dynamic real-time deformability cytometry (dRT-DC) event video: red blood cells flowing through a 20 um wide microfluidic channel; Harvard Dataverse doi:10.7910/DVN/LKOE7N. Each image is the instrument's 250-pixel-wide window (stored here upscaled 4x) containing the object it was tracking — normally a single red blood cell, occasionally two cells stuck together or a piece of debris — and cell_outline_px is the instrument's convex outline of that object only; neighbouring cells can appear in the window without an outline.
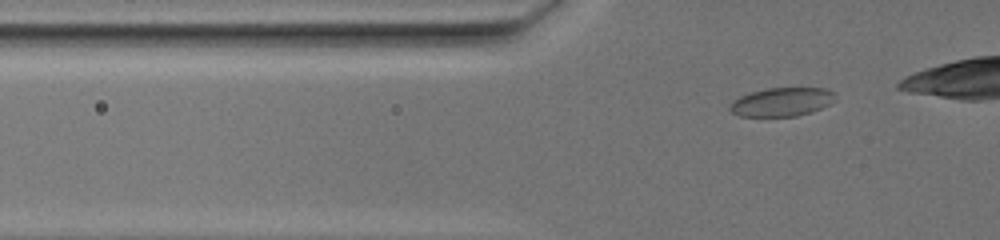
{"species": "common noctule bat (a hibernating species)", "species_latin": "Nyctalus noctula", "temperature_condition": "warm", "stored_images_in_passage": 45, "camera_frame_rate_fps": 3000, "um_per_image_px": 0.085, "animal": {"sex": "female", "body_mass_g": 19.5, "forearm_length_mm": 54.1}, "frame": {"image": 1, "passage_image": 6, "time_ms": 1.667, "image_size_px": [1000, 240], "cell_outline_px": [[836, 100], [812, 112], [796, 116], [740, 116], [732, 112], [728, 108], [728, 104], [732, 100], [740, 96], [752, 92], [768, 88], [824, 88], [836, 92]], "centroid_in_image_um": [66.45, 8.66], "position_along_channel_um": 59.4, "area_um2": 17.69}}
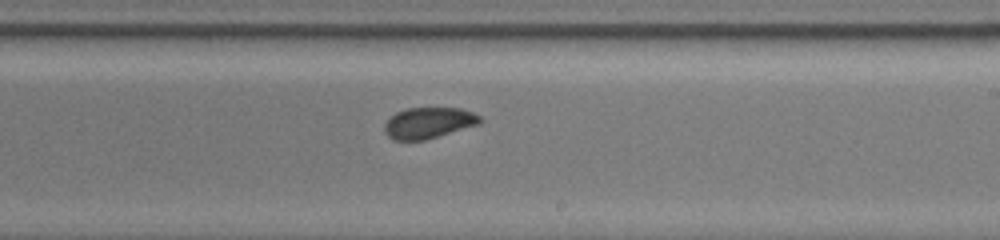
{"frame": {"image": 2, "passage_image": 27, "time_ms": 8.667, "image_size_px": [1000, 240], "cell_outline_px": [[484, 120], [480, 124], [424, 140], [392, 140], [384, 132], [384, 124], [396, 112], [408, 108], [460, 108], [472, 112], [480, 116]], "centroid_in_image_um": [36.44, 10.44], "position_along_channel_um": 252.6, "area_um2": 17.28}}
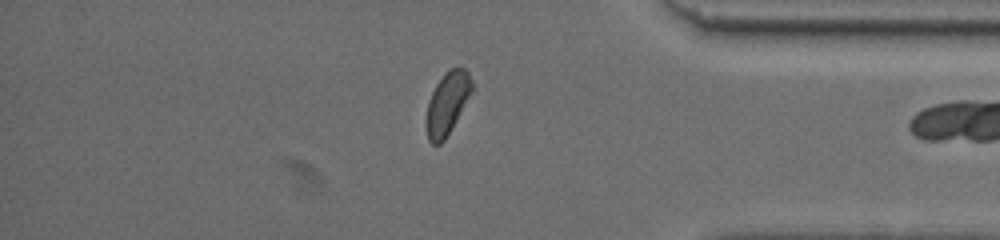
{"frame": {"image": 3, "passage_image": 43, "time_ms": 14.0, "image_size_px": [1000, 240], "cell_outline_px": [[472, 92], [444, 140], [440, 144], [432, 144], [428, 140], [428, 100], [436, 84], [444, 72], [452, 68], [464, 68], [468, 72], [472, 80]], "centroid_in_image_um": [38.04, 8.73], "position_along_channel_um": 397.2, "area_um2": 16.01}}